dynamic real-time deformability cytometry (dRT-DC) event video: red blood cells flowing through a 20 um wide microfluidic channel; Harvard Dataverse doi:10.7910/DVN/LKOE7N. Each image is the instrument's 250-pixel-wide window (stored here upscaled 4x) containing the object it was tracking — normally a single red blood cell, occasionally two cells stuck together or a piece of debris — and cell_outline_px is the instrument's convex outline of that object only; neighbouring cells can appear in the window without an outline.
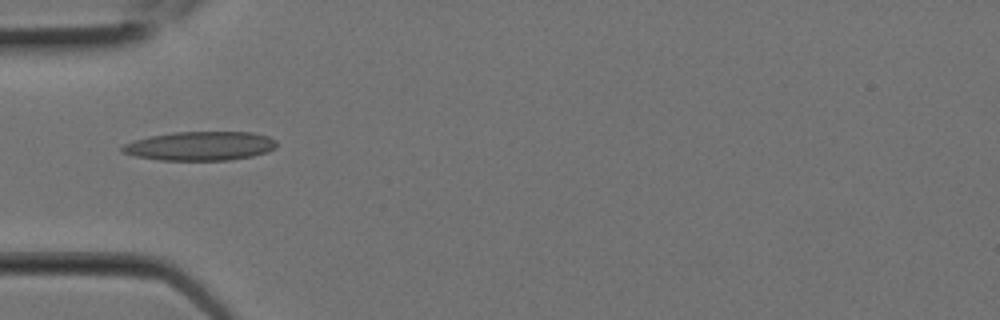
{"species": "Egyptian fruit bat (a non-hibernating species)", "species_latin": "Rousettus aegyptiacus", "temperature_condition": "room temperature", "stored_images_in_passage": 4, "camera_frame_rate_fps": 3000, "um_per_image_px": 0.085, "animal": {"sex": "female"}, "frame": {"image": 1, "passage_image": 3, "time_ms": 0.667, "image_size_px": [1000, 320], "cell_outline_px": [[276, 148], [268, 152], [252, 156], [232, 160], [160, 160], [136, 156], [120, 152], [120, 148], [124, 144], [148, 136], [172, 132], [252, 132], [268, 136], [276, 140]], "centroid_in_image_um": [17.03, 12.41], "position_along_channel_um": 68.0, "area_um2": 26.24}}
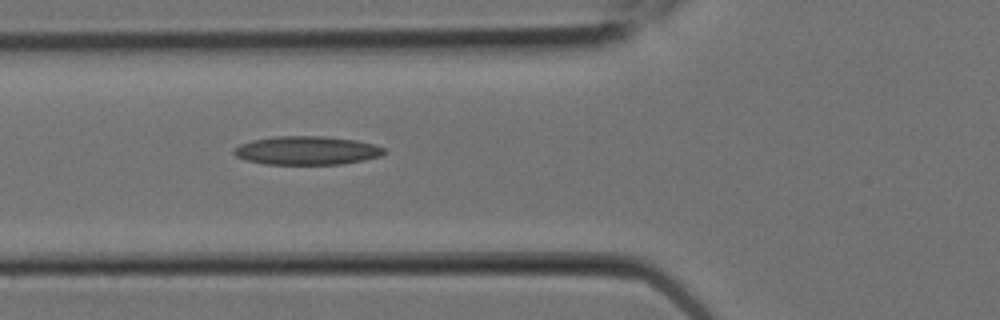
{"frame": {"image": 2, "passage_image": 4, "time_ms": 1.0, "image_size_px": [1000, 320], "cell_outline_px": [[388, 152], [380, 156], [364, 160], [340, 164], [264, 164], [244, 160], [236, 156], [232, 152], [232, 148], [240, 144], [252, 140], [276, 136], [324, 136], [356, 140], [372, 144], [384, 148]], "centroid_in_image_um": [26.05, 12.79], "position_along_channel_um": 99.8, "area_um2": 25.14}}